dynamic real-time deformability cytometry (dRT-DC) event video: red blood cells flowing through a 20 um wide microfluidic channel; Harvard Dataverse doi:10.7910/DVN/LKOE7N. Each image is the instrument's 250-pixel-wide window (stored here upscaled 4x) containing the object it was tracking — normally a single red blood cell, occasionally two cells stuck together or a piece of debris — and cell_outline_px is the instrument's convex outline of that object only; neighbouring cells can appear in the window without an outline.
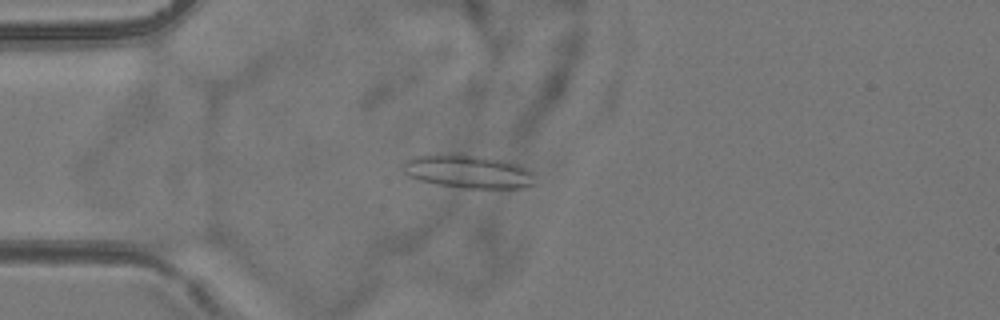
{"species": "common noctule bat (a hibernating species)", "species_latin": "Nyctalus noctula", "temperature_condition": "room temperature", "stored_images_in_passage": 5, "camera_frame_rate_fps": 3000, "um_per_image_px": 0.085, "animal": {"sex": "female", "body_mass_g": 24.6, "forearm_length_mm": 56.2}, "frame": {"image": 1, "passage_image": 5, "time_ms": 4.667, "image_size_px": [1000, 320], "cell_outline_px": [[536, 184], [520, 188], [460, 188], [436, 184], [420, 180], [408, 176], [404, 172], [404, 164], [408, 160], [416, 156], [436, 152], [456, 152], [484, 156], [504, 160], [520, 164], [528, 168], [536, 176]], "centroid_in_image_um": [39.83, 14.55], "position_along_channel_um": 45.2, "area_um2": 26.47}}